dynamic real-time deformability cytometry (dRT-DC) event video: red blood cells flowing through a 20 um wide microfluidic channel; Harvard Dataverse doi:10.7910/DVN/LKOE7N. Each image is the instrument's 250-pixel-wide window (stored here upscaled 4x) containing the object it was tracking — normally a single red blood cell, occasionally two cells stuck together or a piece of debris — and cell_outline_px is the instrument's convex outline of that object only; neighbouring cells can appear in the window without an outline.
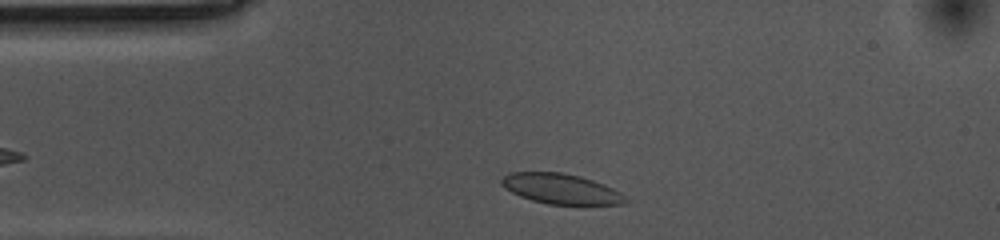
{"species": "common noctule bat (a hibernating species)", "species_latin": "Nyctalus noctula", "temperature_condition": "cold", "stored_images_in_passage": 35, "camera_frame_rate_fps": 3000, "um_per_image_px": 0.085, "animal": {"sex": "female", "body_mass_g": 10.0, "forearm_length_mm": 53.1}, "frame": {"image": 1, "passage_image": 4, "time_ms": 1.0, "image_size_px": [1000, 240], "cell_outline_px": [[628, 200], [624, 204], [548, 204], [532, 200], [520, 196], [504, 188], [500, 184], [500, 180], [508, 172], [560, 172], [580, 176], [604, 184], [620, 192]], "centroid_in_image_um": [47.65, 16.04], "position_along_channel_um": 37.4, "area_um2": 21.73}}
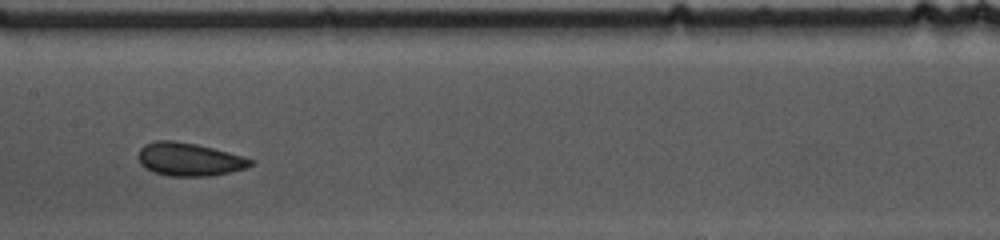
{"frame": {"image": 2, "passage_image": 19, "time_ms": 6.0, "image_size_px": [1000, 240], "cell_outline_px": [[256, 160], [252, 164], [244, 168], [228, 172], [208, 176], [168, 176], [152, 172], [144, 168], [140, 164], [136, 156], [140, 148], [144, 144], [156, 140], [172, 140], [196, 144], [244, 156]], "centroid_in_image_um": [16.02, 13.54], "position_along_channel_um": 191.4, "area_um2": 21.85}}
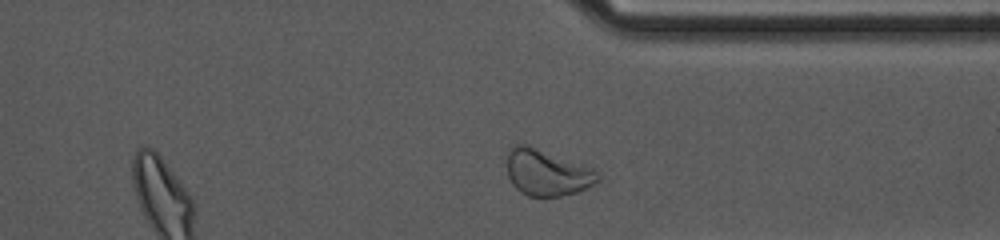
{"frame": {"image": 3, "passage_image": 34, "time_ms": 11.0, "image_size_px": [1000, 240], "cell_outline_px": [[600, 180], [576, 192], [560, 196], [528, 196], [520, 192], [512, 184], [508, 176], [508, 148], [512, 144], [528, 144], [592, 168], [600, 176]], "centroid_in_image_um": [46.45, 14.65], "position_along_channel_um": 365.0, "area_um2": 24.33}, "authors_computed_cell_mechanics": {"area_um2": 21.386, "velocity_mm_per_s": 3.5097, "shape_relaxation_time_tau1_ms": 3.0968, "shape_relaxation_time_tau2_ms": null, "deformation_change_tau1": 0.0771, "deformation_change_tau2": null}}